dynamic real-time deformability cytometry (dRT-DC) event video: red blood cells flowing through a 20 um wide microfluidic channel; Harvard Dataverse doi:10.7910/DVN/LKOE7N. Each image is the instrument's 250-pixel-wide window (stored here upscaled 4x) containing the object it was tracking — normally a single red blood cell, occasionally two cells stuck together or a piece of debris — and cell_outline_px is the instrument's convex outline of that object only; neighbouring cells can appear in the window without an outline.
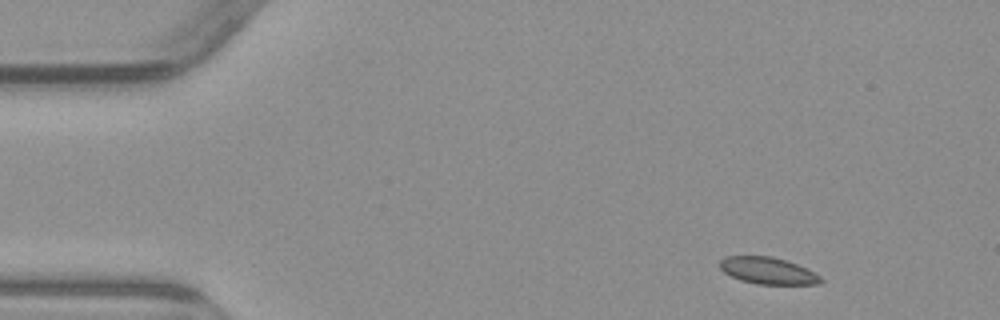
{"species": "common noctule bat (a hibernating species)", "species_latin": "Nyctalus noctula", "temperature_condition": "warm", "stored_images_in_passage": 6, "camera_frame_rate_fps": 3000, "um_per_image_px": 0.085, "animal": {"sex": "male", "body_mass_g": 23.1, "forearm_length_mm": 52.7}, "frame": {"image": 1, "passage_image": 1, "time_ms": 0.0, "image_size_px": [1000, 320], "cell_outline_px": [[824, 280], [820, 284], [756, 284], [740, 280], [724, 272], [720, 268], [720, 260], [724, 256], [772, 256], [796, 264], [820, 276]], "centroid_in_image_um": [65.24, 23.01], "position_along_channel_um": 19.8, "area_um2": 15.61}}
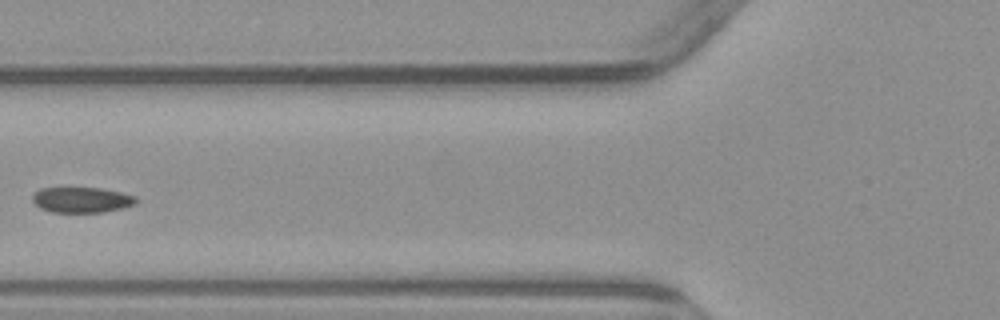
{"frame": {"image": 2, "passage_image": 5, "time_ms": 5.0, "image_size_px": [1000, 320], "cell_outline_px": [[136, 204], [124, 208], [104, 212], [52, 212], [40, 208], [32, 200], [32, 196], [40, 188], [100, 188], [120, 192], [136, 196]], "centroid_in_image_um": [6.96, 16.99], "position_along_channel_um": 118.8, "area_um2": 15.37}}
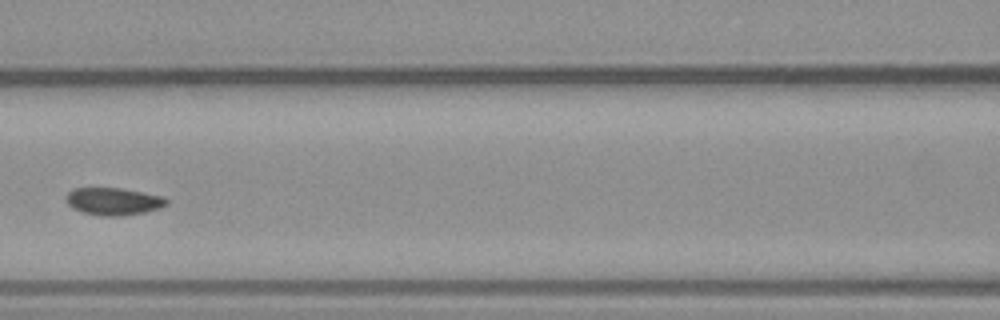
{"frame": {"image": 3, "passage_image": 6, "time_ms": 6.0, "image_size_px": [1000, 320], "cell_outline_px": [[168, 204], [160, 208], [144, 212], [120, 216], [104, 216], [84, 212], [72, 208], [64, 200], [68, 192], [72, 188], [120, 188], [164, 196], [168, 200]], "centroid_in_image_um": [9.64, 17.11], "position_along_channel_um": 157.0, "area_um2": 16.07}}